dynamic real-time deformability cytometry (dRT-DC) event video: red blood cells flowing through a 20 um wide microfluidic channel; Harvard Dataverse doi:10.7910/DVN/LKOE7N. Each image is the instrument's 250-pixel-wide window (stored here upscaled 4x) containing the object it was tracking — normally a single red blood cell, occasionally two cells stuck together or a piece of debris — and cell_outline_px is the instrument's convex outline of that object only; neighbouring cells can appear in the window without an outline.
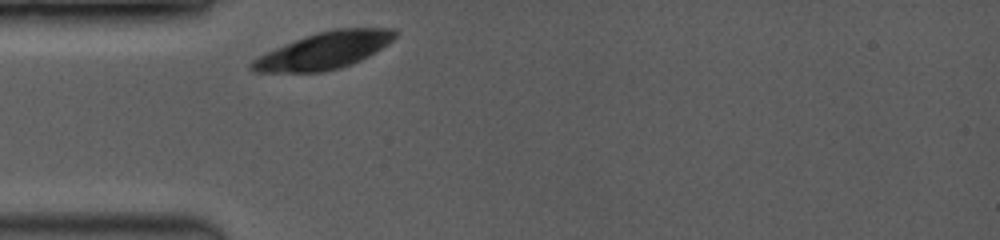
{"species": "common noctule bat (a hibernating species)", "species_latin": "Nyctalus noctula", "temperature_condition": "room temperature", "stored_images_in_passage": 17, "camera_frame_rate_fps": 3500, "um_per_image_px": 0.085, "animal": {"sex": "female", "body_mass_g": 19.0, "forearm_length_mm": 53.3}, "frame": {"image": 1, "passage_image": 1, "time_ms": 0.0, "image_size_px": [1000, 240], "cell_outline_px": [[396, 36], [388, 44], [376, 52], [360, 60], [340, 68], [320, 72], [252, 72], [248, 68], [248, 64], [252, 60], [284, 44], [304, 36], [336, 28], [396, 28]], "centroid_in_image_um": [27.54, 4.3], "position_along_channel_um": 57.5, "area_um2": 30.58}}
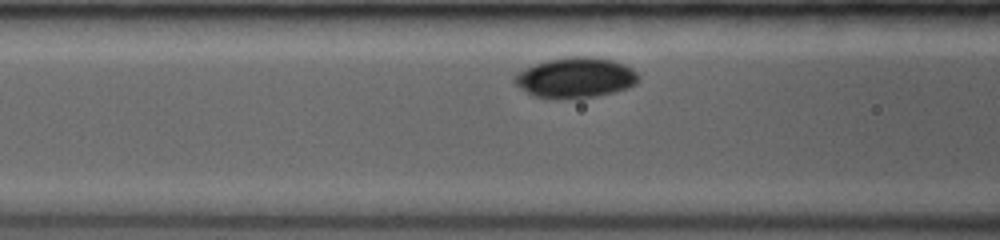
{"frame": {"image": 2, "passage_image": 6, "time_ms": 1.714, "image_size_px": [1000, 240], "cell_outline_px": [[640, 80], [636, 84], [628, 88], [616, 92], [596, 96], [532, 96], [520, 88], [512, 80], [516, 72], [524, 68], [548, 60], [572, 56], [588, 56], [612, 60], [624, 64], [632, 68], [640, 76]], "centroid_in_image_um": [48.95, 6.57], "position_along_channel_um": 117.6, "area_um2": 28.67}}
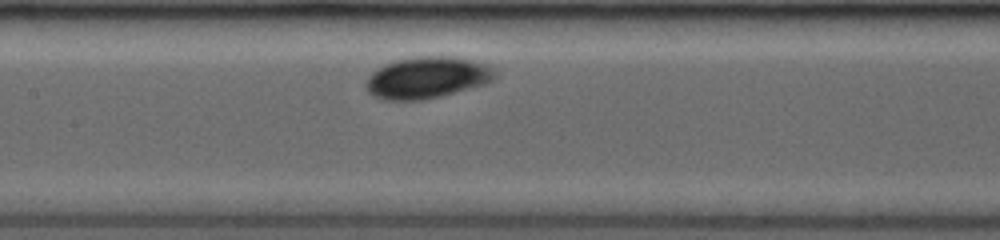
{"frame": {"image": 3, "passage_image": 10, "time_ms": 3.143, "image_size_px": [1000, 240], "cell_outline_px": [[496, 76], [492, 80], [484, 84], [440, 96], [420, 100], [384, 100], [372, 96], [368, 92], [364, 84], [368, 76], [372, 72], [384, 64], [396, 60], [416, 56], [452, 56], [484, 64], [492, 68], [496, 72]], "centroid_in_image_um": [36.23, 6.6], "position_along_channel_um": 171.2, "area_um2": 31.15}}